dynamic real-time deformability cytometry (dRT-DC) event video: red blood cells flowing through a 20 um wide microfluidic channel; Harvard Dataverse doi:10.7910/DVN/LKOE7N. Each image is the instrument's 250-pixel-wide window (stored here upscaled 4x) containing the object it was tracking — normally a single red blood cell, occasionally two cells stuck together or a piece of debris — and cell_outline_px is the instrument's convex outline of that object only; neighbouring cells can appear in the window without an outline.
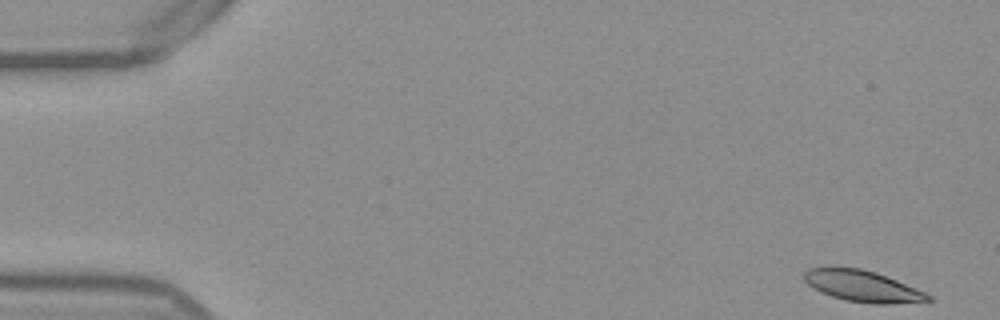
{"species": "Egyptian fruit bat (a non-hibernating species)", "species_latin": "Rousettus aegyptiacus", "temperature_condition": "warm", "stored_images_in_passage": 52, "camera_frame_rate_fps": 3000, "um_per_image_px": 0.085, "frame": {"image": 1, "passage_image": 1, "time_ms": 0.0, "image_size_px": [1000, 320], "cell_outline_px": [[932, 300], [892, 304], [872, 304], [844, 300], [820, 292], [812, 288], [804, 280], [804, 272], [812, 268], [860, 268], [876, 272], [896, 280], [924, 292], [932, 296]], "centroid_in_image_um": [73.31, 24.34], "position_along_channel_um": 11.7, "area_um2": 22.31}}
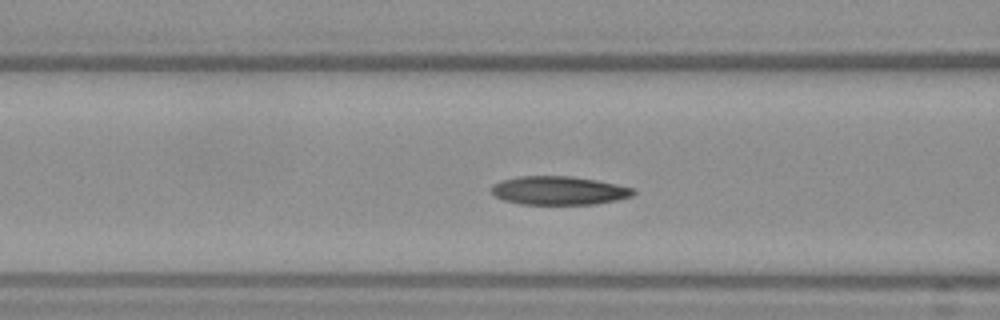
{"frame": {"image": 2, "passage_image": 20, "time_ms": 6.333, "image_size_px": [1000, 320], "cell_outline_px": [[636, 192], [632, 196], [616, 200], [596, 204], [520, 204], [504, 200], [496, 196], [492, 192], [492, 184], [500, 180], [516, 176], [572, 176], [596, 180], [636, 188]], "centroid_in_image_um": [47.51, 16.19], "position_along_channel_um": 119.1, "area_um2": 23.76}}
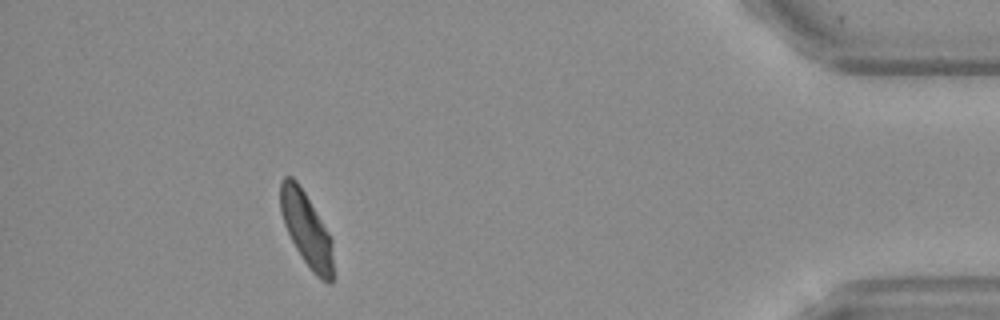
{"frame": {"image": 3, "passage_image": 47, "time_ms": 15.333, "image_size_px": [1000, 320], "cell_outline_px": [[332, 284], [328, 284], [320, 280], [312, 272], [296, 248], [284, 224], [280, 212], [280, 180], [284, 176], [292, 176], [296, 180], [304, 192], [332, 236]], "centroid_in_image_um": [26.05, 19.48], "position_along_channel_um": 409.2, "area_um2": 22.77}, "authors_computed_cell_mechanics": {"area_um2": 23.409, "velocity_mm_per_s": 3.8396, "shape_relaxation_time_tau1_ms": 9.9213, "shape_relaxation_time_tau2_ms": 2.8163, "deformation_change_tau1": 0.2568, "deformation_change_tau2": 0.0845}}